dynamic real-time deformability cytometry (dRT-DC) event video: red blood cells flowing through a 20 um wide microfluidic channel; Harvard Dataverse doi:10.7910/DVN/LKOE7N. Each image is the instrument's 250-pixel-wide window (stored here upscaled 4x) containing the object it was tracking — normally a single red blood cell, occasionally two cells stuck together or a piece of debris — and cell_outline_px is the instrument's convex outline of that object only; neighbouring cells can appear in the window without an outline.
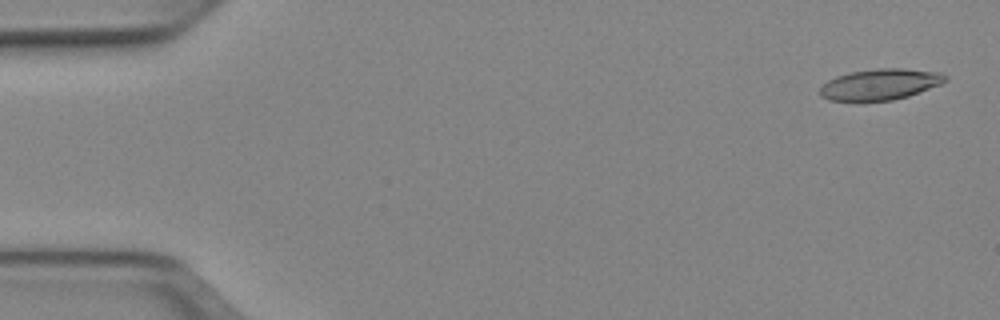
{"species": "Egyptian fruit bat (a non-hibernating species)", "species_latin": "Rousettus aegyptiacus", "temperature_condition": "cold", "stored_images_in_passage": 50, "camera_frame_rate_fps": 3000, "um_per_image_px": 0.085, "animal": {"sex": "female"}, "frame": {"image": 1, "passage_image": 1, "time_ms": 0.0, "image_size_px": [1000, 320], "cell_outline_px": [[948, 80], [940, 84], [908, 96], [892, 100], [828, 100], [820, 96], [820, 88], [828, 80], [836, 76], [848, 72], [876, 68], [904, 68], [940, 72], [948, 76]], "centroid_in_image_um": [74.82, 7.15], "position_along_channel_um": 10.2, "area_um2": 22.6}}
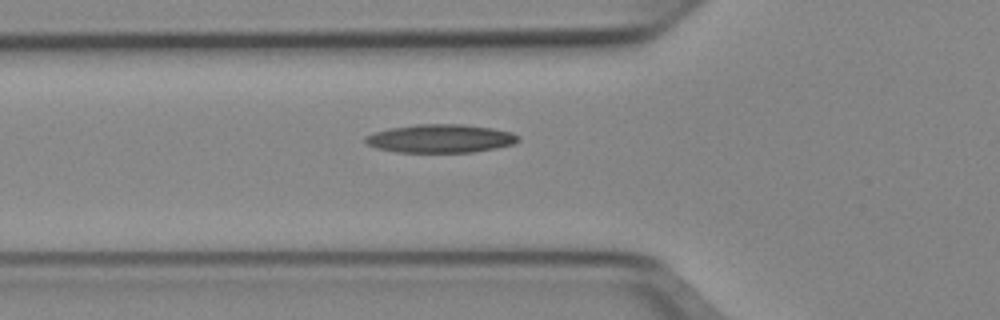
{"frame": {"image": 2, "passage_image": 17, "time_ms": 5.333, "image_size_px": [1000, 320], "cell_outline_px": [[520, 140], [512, 144], [496, 148], [472, 152], [396, 152], [376, 148], [368, 144], [364, 140], [364, 136], [372, 132], [392, 128], [416, 124], [460, 124], [492, 128], [512, 132], [520, 136]], "centroid_in_image_um": [37.43, 11.77], "position_along_channel_um": 88.4, "area_um2": 25.32}}
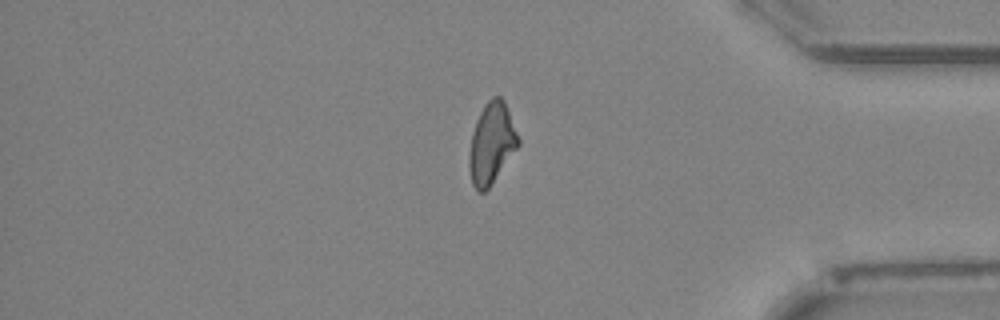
{"frame": {"image": 3, "passage_image": 42, "time_ms": 13.667, "image_size_px": [1000, 320], "cell_outline_px": [[520, 144], [488, 188], [484, 192], [480, 192], [472, 184], [468, 164], [468, 156], [472, 132], [476, 120], [484, 104], [492, 96], [500, 96], [504, 100], [520, 140]], "centroid_in_image_um": [41.77, 12.16], "position_along_channel_um": 393.4, "area_um2": 23.0}, "authors_computed_cell_mechanics": {"area_um2": 23.4957, "velocity_mm_per_s": 3.9491, "shape_relaxation_time_tau1_ms": 10.9572, "shape_relaxation_time_tau2_ms": 7.7681, "deformation_change_tau1": 0.2502, "deformation_change_tau2": 0.1929}}